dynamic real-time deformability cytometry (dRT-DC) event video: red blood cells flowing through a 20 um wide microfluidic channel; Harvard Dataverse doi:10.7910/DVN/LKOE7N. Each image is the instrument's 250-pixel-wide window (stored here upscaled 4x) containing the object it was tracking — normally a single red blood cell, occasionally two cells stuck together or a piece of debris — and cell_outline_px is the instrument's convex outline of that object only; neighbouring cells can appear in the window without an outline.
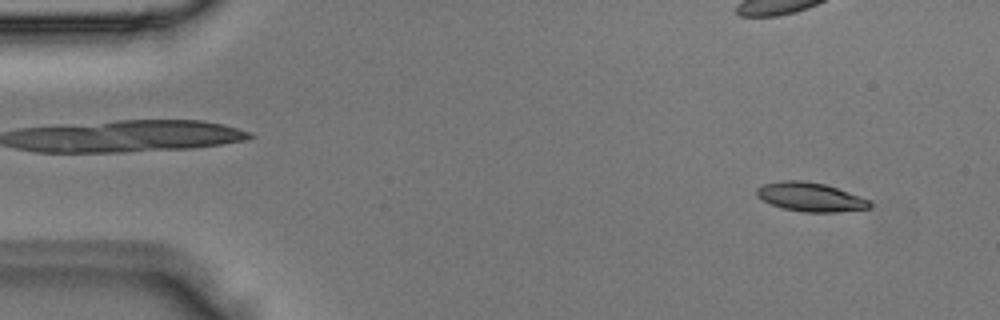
{"species": "Egyptian fruit bat (a non-hibernating species)", "species_latin": "Rousettus aegyptiacus", "temperature_condition": "room temperature", "stored_images_in_passage": 4, "camera_frame_rate_fps": 3000, "um_per_image_px": 0.085, "animal": {"sex": "male"}, "frame": {"image": 1, "passage_image": 4, "time_ms": 1.0, "image_size_px": [1000, 320], "cell_outline_px": [[872, 204], [868, 208], [836, 212], [804, 212], [784, 208], [772, 204], [756, 196], [756, 188], [764, 184], [784, 180], [800, 180], [824, 184], [872, 200]], "centroid_in_image_um": [68.89, 16.74], "position_along_channel_um": 16.1, "area_um2": 18.84}}